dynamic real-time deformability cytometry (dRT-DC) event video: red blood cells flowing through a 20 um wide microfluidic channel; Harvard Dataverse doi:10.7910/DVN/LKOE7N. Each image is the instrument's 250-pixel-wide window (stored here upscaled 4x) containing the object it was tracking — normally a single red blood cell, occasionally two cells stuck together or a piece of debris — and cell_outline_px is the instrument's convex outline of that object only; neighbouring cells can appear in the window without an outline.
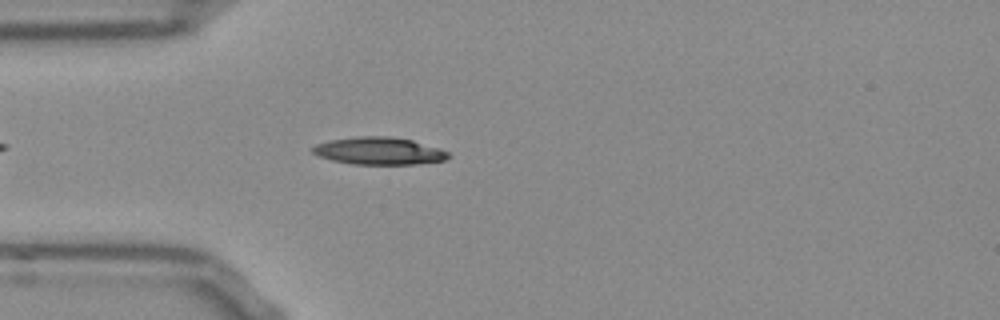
{"species": "Egyptian fruit bat (a non-hibernating species)", "species_latin": "Rousettus aegyptiacus", "temperature_condition": "room temperature", "stored_images_in_passage": 44, "camera_frame_rate_fps": 3000, "um_per_image_px": 0.085, "frame": {"image": 1, "passage_image": 6, "time_ms": 1.667, "image_size_px": [1000, 320], "cell_outline_px": [[452, 156], [444, 160], [416, 164], [352, 164], [332, 160], [320, 156], [312, 152], [312, 148], [316, 144], [328, 140], [356, 136], [388, 136], [412, 140], [440, 148], [448, 152]], "centroid_in_image_um": [32.22, 12.82], "position_along_channel_um": 52.8, "area_um2": 21.68}}
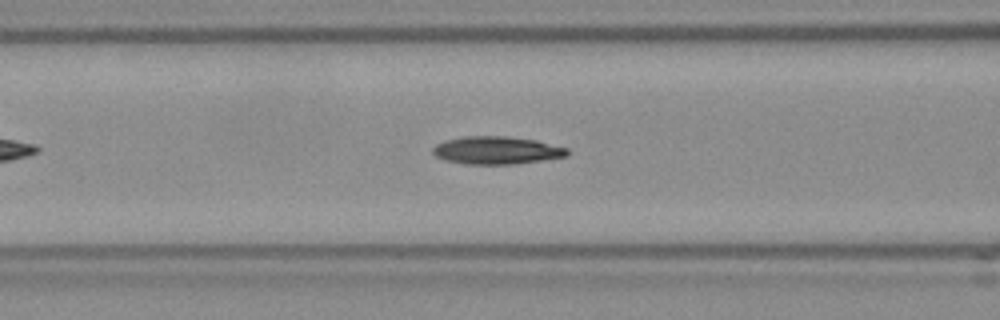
{"frame": {"image": 2, "passage_image": 12, "time_ms": 3.667, "image_size_px": [1000, 320], "cell_outline_px": [[568, 156], [544, 160], [516, 164], [464, 164], [444, 160], [436, 156], [432, 152], [432, 148], [436, 144], [444, 140], [464, 136], [508, 136], [536, 140], [568, 148]], "centroid_in_image_um": [42.2, 12.78], "position_along_channel_um": 124.4, "area_um2": 21.96}}
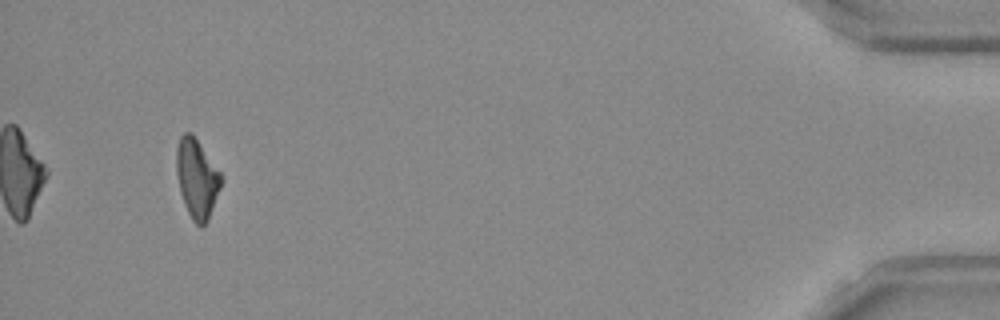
{"frame": {"image": 3, "passage_image": 41, "time_ms": 13.333, "image_size_px": [1000, 320], "cell_outline_px": [[224, 180], [208, 220], [200, 228], [192, 220], [184, 204], [180, 192], [176, 172], [176, 148], [180, 136], [184, 132], [192, 132], [224, 176]], "centroid_in_image_um": [16.75, 15.15], "position_along_channel_um": 418.4, "area_um2": 21.04}, "authors_computed_cell_mechanics": {"area_um2": 21.2993, "velocity_mm_per_s": 3.8597, "shape_relaxation_time_tau1_ms": null, "shape_relaxation_time_tau2_ms": 11.1918, "deformation_change_tau1": null, "deformation_change_tau2": 0.2429}}